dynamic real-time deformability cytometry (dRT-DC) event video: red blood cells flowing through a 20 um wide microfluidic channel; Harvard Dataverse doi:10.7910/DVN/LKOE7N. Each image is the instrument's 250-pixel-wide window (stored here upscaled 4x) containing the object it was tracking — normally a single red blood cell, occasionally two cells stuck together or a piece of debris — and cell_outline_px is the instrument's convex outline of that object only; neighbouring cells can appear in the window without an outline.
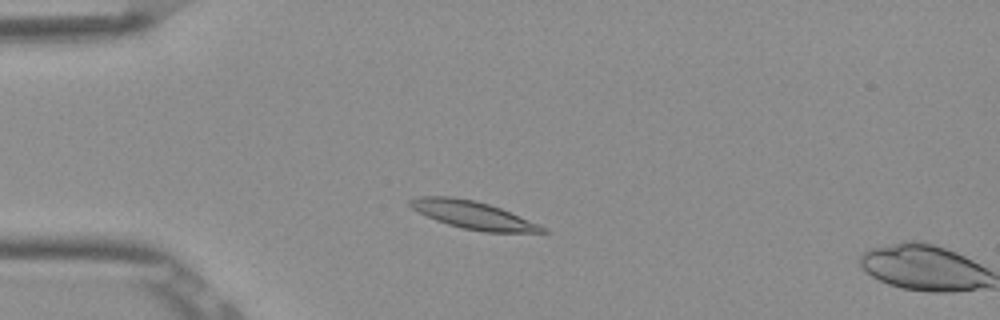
{"species": "Egyptian fruit bat (a non-hibernating species)", "species_latin": "Rousettus aegyptiacus", "temperature_condition": "room temperature", "stored_images_in_passage": 4, "camera_frame_rate_fps": 3000, "um_per_image_px": 0.085, "frame": {"image": 1, "passage_image": 3, "time_ms": 0.667, "image_size_px": [1000, 320], "cell_outline_px": [[552, 232], [484, 232], [464, 228], [448, 224], [436, 220], [412, 208], [408, 204], [408, 200], [420, 196], [452, 196], [476, 200], [500, 208], [548, 228]], "centroid_in_image_um": [40.22, 18.27], "position_along_channel_um": 44.8, "area_um2": 21.21}}